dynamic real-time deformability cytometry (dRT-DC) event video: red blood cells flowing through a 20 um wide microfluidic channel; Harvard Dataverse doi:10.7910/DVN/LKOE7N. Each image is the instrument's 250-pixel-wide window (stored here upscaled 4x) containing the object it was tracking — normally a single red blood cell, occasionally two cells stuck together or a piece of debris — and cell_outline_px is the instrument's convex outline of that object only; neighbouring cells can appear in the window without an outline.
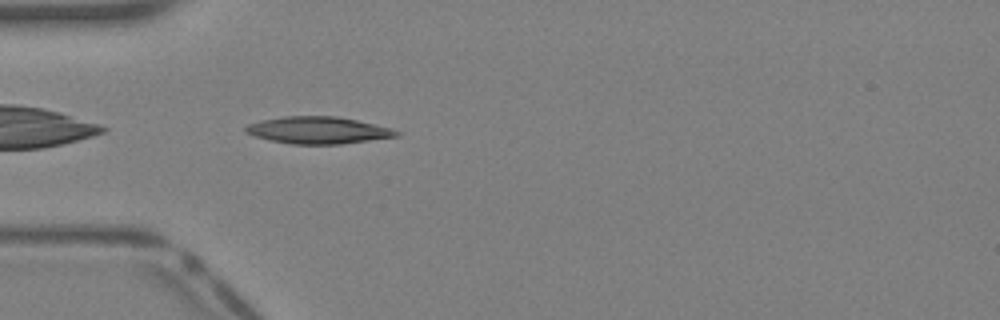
{"species": "Egyptian fruit bat (a non-hibernating species)", "species_latin": "Rousettus aegyptiacus", "temperature_condition": "warm", "stored_images_in_passage": 29, "camera_frame_rate_fps": 3000, "um_per_image_px": 0.085, "animal": {"sex": "female"}, "frame": {"image": 1, "passage_image": 1, "time_ms": 0.0, "image_size_px": [1000, 320], "cell_outline_px": [[400, 136], [340, 144], [292, 144], [272, 140], [256, 136], [244, 132], [244, 128], [248, 124], [260, 120], [284, 116], [336, 116], [356, 120], [392, 128], [400, 132]], "centroid_in_image_um": [27.05, 11.06], "position_along_channel_um": 58.0, "area_um2": 23.64}}
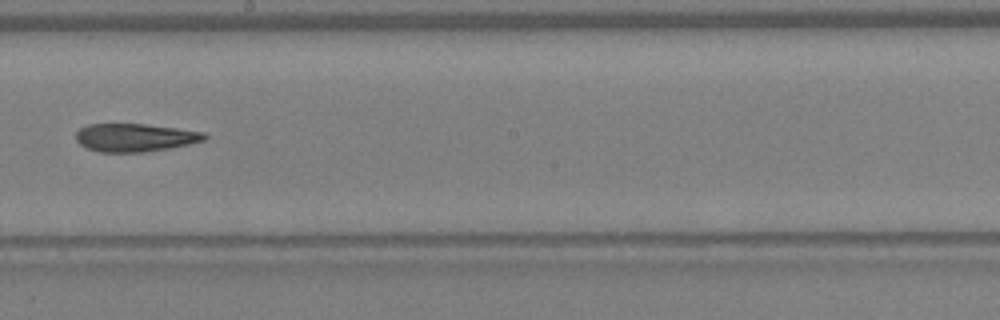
{"frame": {"image": 2, "passage_image": 12, "time_ms": 3.667, "image_size_px": [1000, 320], "cell_outline_px": [[208, 136], [204, 140], [188, 144], [168, 148], [144, 152], [100, 152], [88, 148], [80, 144], [76, 140], [76, 132], [80, 128], [88, 124], [144, 124], [176, 128], [204, 132]], "centroid_in_image_um": [11.45, 11.69], "position_along_channel_um": 236.7, "area_um2": 20.87}}
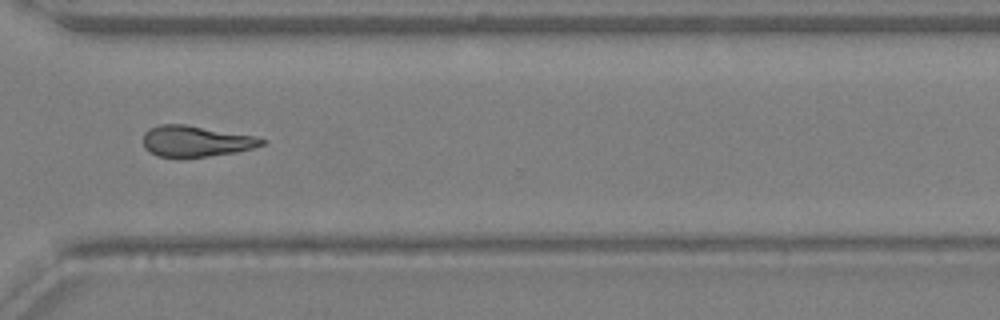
{"frame": {"image": 3, "passage_image": 19, "time_ms": 6.0, "image_size_px": [1000, 320], "cell_outline_px": [[268, 140], [264, 144], [252, 148], [236, 152], [208, 156], [156, 156], [148, 152], [144, 148], [144, 132], [148, 128], [160, 124], [184, 124], [256, 136]], "centroid_in_image_um": [16.64, 11.98], "position_along_channel_um": 354.0, "area_um2": 21.33}}